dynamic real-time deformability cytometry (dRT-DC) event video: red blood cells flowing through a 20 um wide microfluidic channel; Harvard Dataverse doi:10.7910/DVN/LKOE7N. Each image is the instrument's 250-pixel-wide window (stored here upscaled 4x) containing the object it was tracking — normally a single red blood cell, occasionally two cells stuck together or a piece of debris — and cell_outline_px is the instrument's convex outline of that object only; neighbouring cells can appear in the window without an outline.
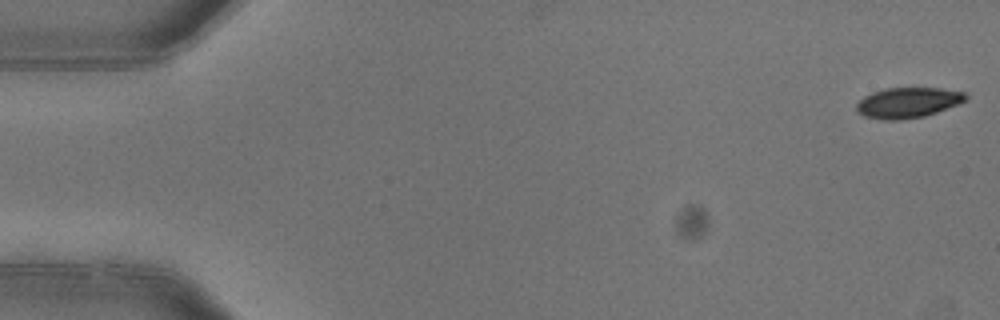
{"species": "common noctule bat (a hibernating species)", "species_latin": "Nyctalus noctula", "temperature_condition": "warm", "stored_images_in_passage": 6, "camera_frame_rate_fps": 3000, "um_per_image_px": 0.085, "animal": {"sex": "female"}, "frame": {"image": 1, "passage_image": 1, "time_ms": 0.0, "image_size_px": [1000, 320], "cell_outline_px": [[968, 100], [960, 104], [924, 116], [900, 120], [884, 120], [864, 116], [856, 112], [856, 104], [864, 96], [872, 92], [884, 88], [940, 88], [968, 92]], "centroid_in_image_um": [77.2, 8.72], "position_along_channel_um": 7.8, "area_um2": 19.65}}
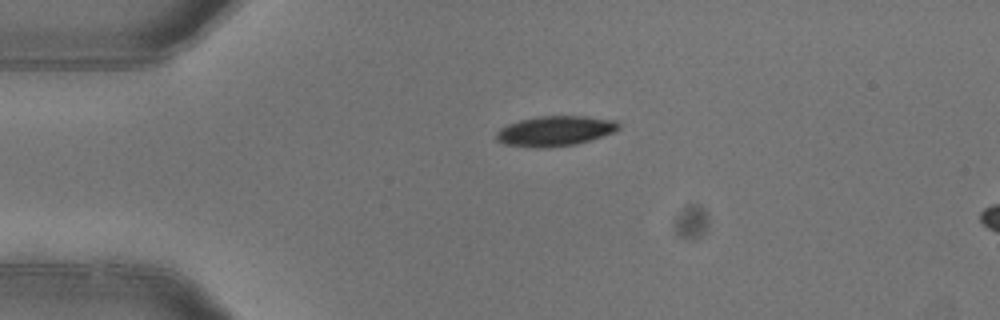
{"frame": {"image": 2, "passage_image": 4, "time_ms": 1.0, "image_size_px": [1000, 320], "cell_outline_px": [[620, 128], [612, 132], [592, 140], [576, 144], [548, 148], [536, 148], [504, 144], [496, 140], [496, 132], [500, 128], [508, 124], [520, 120], [540, 116], [584, 116], [616, 120], [620, 124]], "centroid_in_image_um": [47.17, 11.14], "position_along_channel_um": 37.8, "area_um2": 21.56}}